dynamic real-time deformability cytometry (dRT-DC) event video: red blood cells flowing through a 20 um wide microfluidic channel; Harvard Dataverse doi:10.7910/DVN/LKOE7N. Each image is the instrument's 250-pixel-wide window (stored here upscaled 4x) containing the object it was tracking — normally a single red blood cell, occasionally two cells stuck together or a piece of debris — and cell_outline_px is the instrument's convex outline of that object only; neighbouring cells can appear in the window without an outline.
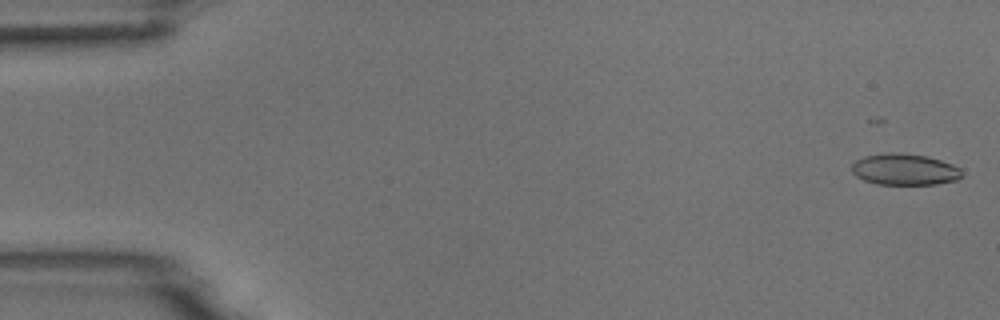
{"species": "common noctule bat (a hibernating species)", "species_latin": "Nyctalus noctula", "temperature_condition": "room temperature", "stored_images_in_passage": 4, "camera_frame_rate_fps": 3000, "um_per_image_px": 0.085, "animal": {"sex": "male", "body_mass_g": 18.8}, "frame": {"image": 1, "passage_image": 1, "time_ms": 0.0, "image_size_px": [1000, 320], "cell_outline_px": [[960, 176], [956, 180], [936, 184], [876, 184], [864, 180], [856, 176], [852, 172], [852, 164], [856, 160], [864, 156], [900, 152], [928, 156], [952, 164], [960, 168]], "centroid_in_image_um": [76.87, 14.4], "position_along_channel_um": 8.1, "area_um2": 19.94}}
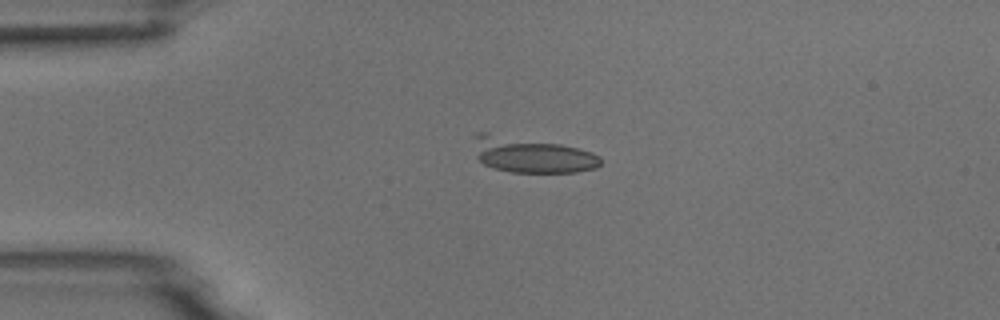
{"frame": {"image": 2, "passage_image": 4, "time_ms": 3.667, "image_size_px": [1000, 320], "cell_outline_px": [[600, 164], [596, 168], [576, 172], [512, 172], [492, 168], [476, 160], [476, 132], [488, 132], [560, 144], [580, 148], [592, 152], [600, 156]], "centroid_in_image_um": [45.17, 13.17], "position_along_channel_um": 39.8, "area_um2": 26.18}}